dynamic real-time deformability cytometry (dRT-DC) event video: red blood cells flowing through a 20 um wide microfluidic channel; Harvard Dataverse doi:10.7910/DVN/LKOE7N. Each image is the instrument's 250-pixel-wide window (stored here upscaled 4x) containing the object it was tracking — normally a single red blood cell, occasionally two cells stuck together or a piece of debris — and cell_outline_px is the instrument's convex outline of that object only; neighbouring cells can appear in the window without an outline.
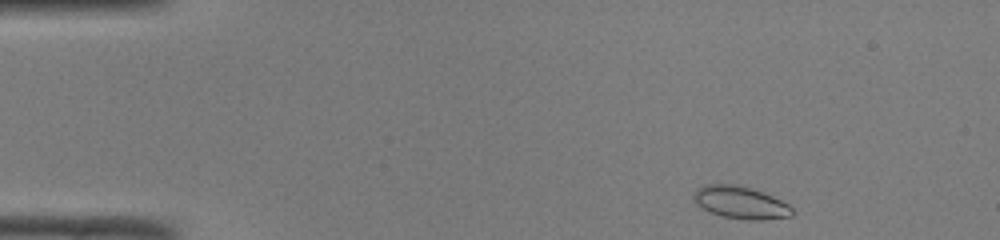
{"species": "common noctule bat (a hibernating species)", "species_latin": "Nyctalus noctula", "temperature_condition": "room temperature", "stored_images_in_passage": 44, "camera_frame_rate_fps": 3000, "um_per_image_px": 0.085, "animal": {"sex": "male", "body_mass_g": 19.0, "forearm_length_mm": 50.8}, "frame": {"image": 1, "passage_image": 1, "time_ms": 0.0, "image_size_px": [1000, 240], "cell_outline_px": [[792, 216], [764, 220], [748, 220], [720, 216], [696, 204], [692, 196], [696, 188], [704, 184], [732, 184], [764, 192], [788, 204], [792, 208]], "centroid_in_image_um": [62.92, 17.22], "position_along_channel_um": 22.1, "area_um2": 18.55}}
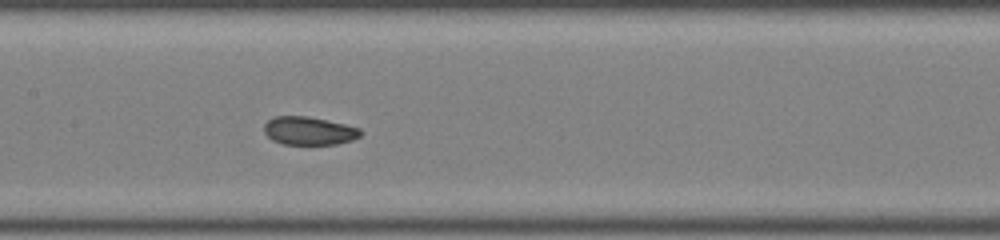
{"frame": {"image": 2, "passage_image": 19, "time_ms": 6.0, "image_size_px": [1000, 240], "cell_outline_px": [[364, 132], [360, 136], [352, 140], [336, 144], [284, 144], [272, 140], [264, 132], [264, 124], [268, 120], [276, 116], [308, 116], [328, 120], [360, 128]], "centroid_in_image_um": [26.28, 11.11], "position_along_channel_um": 181.1, "area_um2": 15.9}}
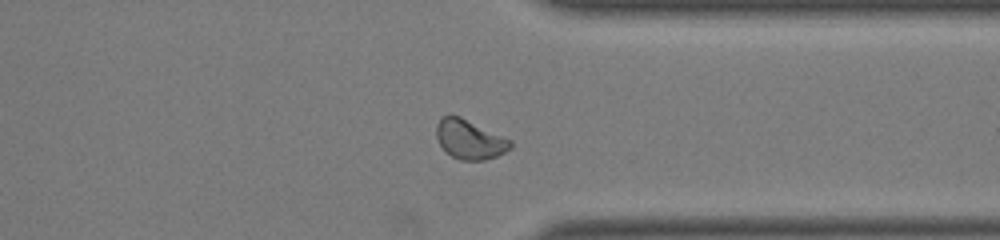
{"frame": {"image": 3, "passage_image": 33, "time_ms": 10.667, "image_size_px": [1000, 240], "cell_outline_px": [[512, 148], [496, 156], [484, 160], [460, 160], [452, 156], [440, 144], [436, 136], [436, 124], [440, 116], [448, 112], [460, 116], [512, 140]], "centroid_in_image_um": [39.9, 11.81], "position_along_channel_um": 371.5, "area_um2": 17.17}, "authors_computed_cell_mechanics": {"area_um2": 17.1377, "velocity_mm_per_s": 4.1024, "shape_relaxation_time_tau1_ms": 4.3919, "shape_relaxation_time_tau2_ms": 1.5885, "deformation_change_tau1": 0.0817, "deformation_change_tau2": 0.0395}}